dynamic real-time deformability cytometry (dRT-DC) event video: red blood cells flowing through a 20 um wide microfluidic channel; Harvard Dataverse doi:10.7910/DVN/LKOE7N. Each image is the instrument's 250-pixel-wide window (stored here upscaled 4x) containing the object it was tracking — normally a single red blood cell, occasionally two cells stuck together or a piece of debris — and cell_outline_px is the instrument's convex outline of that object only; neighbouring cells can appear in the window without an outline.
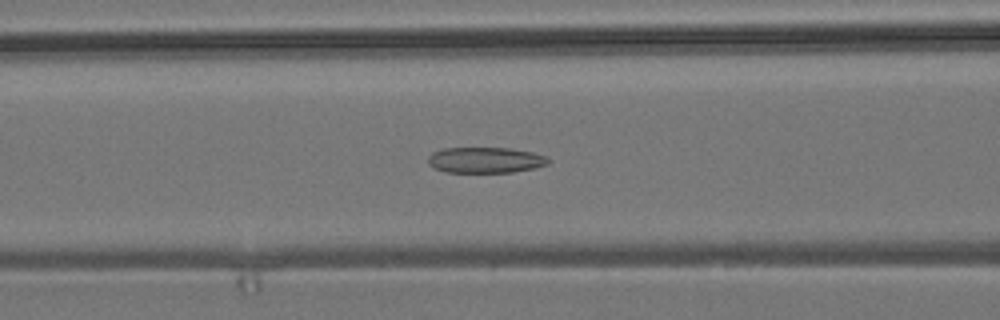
{"species": "common noctule bat (a hibernating species)", "species_latin": "Nyctalus noctula", "temperature_condition": "room temperature", "stored_images_in_passage": 42, "camera_frame_rate_fps": 3000, "um_per_image_px": 0.085, "animal": {"sex": "male", "body_mass_g": 19.2, "forearm_length_mm": 51.8}, "frame": {"image": 1, "passage_image": 21, "time_ms": 6.667, "image_size_px": [1000, 320], "cell_outline_px": [[548, 164], [536, 168], [512, 172], [444, 172], [428, 164], [428, 156], [432, 152], [444, 148], [512, 148], [532, 152], [548, 156]], "centroid_in_image_um": [41.27, 13.6], "position_along_channel_um": 125.3, "area_um2": 18.15}}
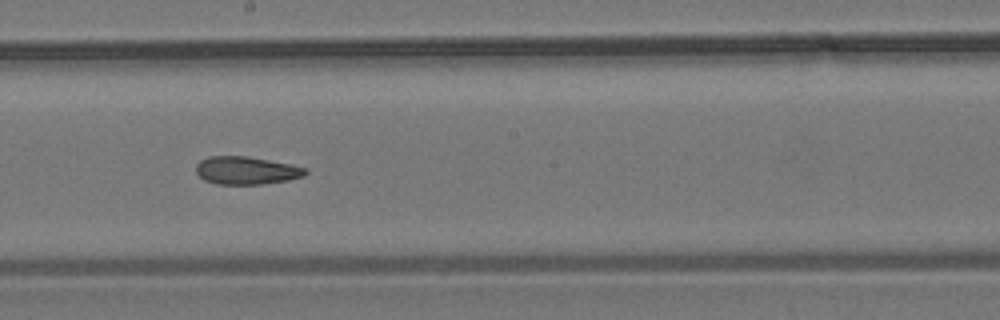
{"frame": {"image": 2, "passage_image": 29, "time_ms": 9.333, "image_size_px": [1000, 320], "cell_outline_px": [[308, 172], [304, 176], [288, 180], [260, 184], [216, 184], [204, 180], [196, 172], [196, 164], [200, 160], [208, 156], [248, 156], [308, 168]], "centroid_in_image_um": [20.92, 14.49], "position_along_channel_um": 227.3, "area_um2": 17.74}}
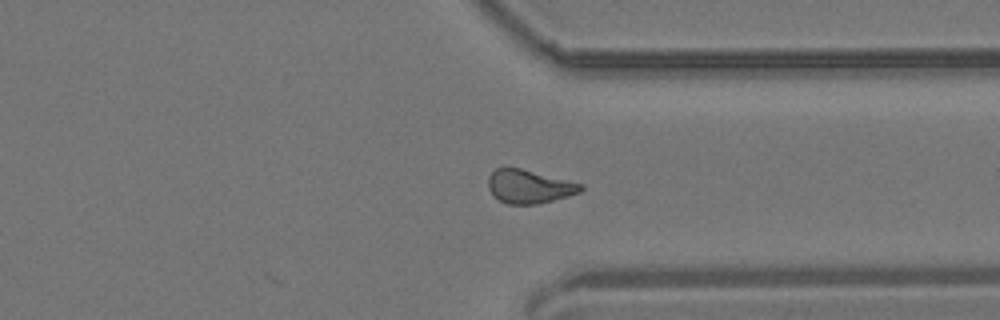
{"frame": {"image": 3, "passage_image": 40, "time_ms": 13.0, "image_size_px": [1000, 320], "cell_outline_px": [[584, 188], [580, 192], [568, 196], [536, 204], [508, 204], [492, 196], [488, 188], [488, 176], [496, 168], [520, 168], [584, 184]], "centroid_in_image_um": [44.97, 15.85], "position_along_channel_um": 366.4, "area_um2": 18.03}, "authors_computed_cell_mechanics": {"area_um2": 19.0162, "velocity_mm_per_s": 3.8214, "shape_relaxation_time_tau1_ms": null, "shape_relaxation_time_tau2_ms": 4.0347, "deformation_change_tau1": null, "deformation_change_tau2": 0.1152}}